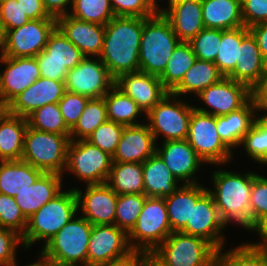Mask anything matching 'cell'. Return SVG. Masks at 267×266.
<instances>
[{
  "label": "cell",
  "mask_w": 267,
  "mask_h": 266,
  "mask_svg": "<svg viewBox=\"0 0 267 266\" xmlns=\"http://www.w3.org/2000/svg\"><path fill=\"white\" fill-rule=\"evenodd\" d=\"M145 18L115 16L105 25L103 49L99 56L116 79L123 73L139 71V50Z\"/></svg>",
  "instance_id": "cell-1"
},
{
  "label": "cell",
  "mask_w": 267,
  "mask_h": 266,
  "mask_svg": "<svg viewBox=\"0 0 267 266\" xmlns=\"http://www.w3.org/2000/svg\"><path fill=\"white\" fill-rule=\"evenodd\" d=\"M212 188L208 192L213 196L222 222L228 226L235 224L250 231V194L253 184V171L214 170L211 173Z\"/></svg>",
  "instance_id": "cell-2"
},
{
  "label": "cell",
  "mask_w": 267,
  "mask_h": 266,
  "mask_svg": "<svg viewBox=\"0 0 267 266\" xmlns=\"http://www.w3.org/2000/svg\"><path fill=\"white\" fill-rule=\"evenodd\" d=\"M78 214L76 192L72 188L62 190L48 201L36 213L27 219L25 233L22 236L24 249L42 242L43 247L60 229Z\"/></svg>",
  "instance_id": "cell-3"
},
{
  "label": "cell",
  "mask_w": 267,
  "mask_h": 266,
  "mask_svg": "<svg viewBox=\"0 0 267 266\" xmlns=\"http://www.w3.org/2000/svg\"><path fill=\"white\" fill-rule=\"evenodd\" d=\"M217 252L203 238L172 232L150 254V266H217Z\"/></svg>",
  "instance_id": "cell-4"
},
{
  "label": "cell",
  "mask_w": 267,
  "mask_h": 266,
  "mask_svg": "<svg viewBox=\"0 0 267 266\" xmlns=\"http://www.w3.org/2000/svg\"><path fill=\"white\" fill-rule=\"evenodd\" d=\"M180 40L163 14L145 18L139 50V71L160 76Z\"/></svg>",
  "instance_id": "cell-5"
},
{
  "label": "cell",
  "mask_w": 267,
  "mask_h": 266,
  "mask_svg": "<svg viewBox=\"0 0 267 266\" xmlns=\"http://www.w3.org/2000/svg\"><path fill=\"white\" fill-rule=\"evenodd\" d=\"M70 138L66 135L44 132L27 127L21 160L42 170L65 177L67 148Z\"/></svg>",
  "instance_id": "cell-6"
},
{
  "label": "cell",
  "mask_w": 267,
  "mask_h": 266,
  "mask_svg": "<svg viewBox=\"0 0 267 266\" xmlns=\"http://www.w3.org/2000/svg\"><path fill=\"white\" fill-rule=\"evenodd\" d=\"M180 96L168 92L144 117L156 142L187 138L194 105Z\"/></svg>",
  "instance_id": "cell-7"
},
{
  "label": "cell",
  "mask_w": 267,
  "mask_h": 266,
  "mask_svg": "<svg viewBox=\"0 0 267 266\" xmlns=\"http://www.w3.org/2000/svg\"><path fill=\"white\" fill-rule=\"evenodd\" d=\"M171 233L165 198L147 197L128 240L133 250L151 254Z\"/></svg>",
  "instance_id": "cell-8"
},
{
  "label": "cell",
  "mask_w": 267,
  "mask_h": 266,
  "mask_svg": "<svg viewBox=\"0 0 267 266\" xmlns=\"http://www.w3.org/2000/svg\"><path fill=\"white\" fill-rule=\"evenodd\" d=\"M92 226L78 213L41 248V252L51 262L87 264Z\"/></svg>",
  "instance_id": "cell-9"
},
{
  "label": "cell",
  "mask_w": 267,
  "mask_h": 266,
  "mask_svg": "<svg viewBox=\"0 0 267 266\" xmlns=\"http://www.w3.org/2000/svg\"><path fill=\"white\" fill-rule=\"evenodd\" d=\"M186 140L205 165L220 167L229 162L232 163L235 153L221 140L217 132L215 116L199 112L194 108Z\"/></svg>",
  "instance_id": "cell-10"
},
{
  "label": "cell",
  "mask_w": 267,
  "mask_h": 266,
  "mask_svg": "<svg viewBox=\"0 0 267 266\" xmlns=\"http://www.w3.org/2000/svg\"><path fill=\"white\" fill-rule=\"evenodd\" d=\"M112 156L87 140H70L65 172L86 185L106 183Z\"/></svg>",
  "instance_id": "cell-11"
},
{
  "label": "cell",
  "mask_w": 267,
  "mask_h": 266,
  "mask_svg": "<svg viewBox=\"0 0 267 266\" xmlns=\"http://www.w3.org/2000/svg\"><path fill=\"white\" fill-rule=\"evenodd\" d=\"M56 27V19H37L8 30L0 55L12 58L36 57L45 49L49 36Z\"/></svg>",
  "instance_id": "cell-12"
},
{
  "label": "cell",
  "mask_w": 267,
  "mask_h": 266,
  "mask_svg": "<svg viewBox=\"0 0 267 266\" xmlns=\"http://www.w3.org/2000/svg\"><path fill=\"white\" fill-rule=\"evenodd\" d=\"M204 107L194 108L202 113L223 116L244 107L252 98V89L242 82L223 77L196 96ZM206 106V108H205ZM208 107V108H207Z\"/></svg>",
  "instance_id": "cell-13"
},
{
  "label": "cell",
  "mask_w": 267,
  "mask_h": 266,
  "mask_svg": "<svg viewBox=\"0 0 267 266\" xmlns=\"http://www.w3.org/2000/svg\"><path fill=\"white\" fill-rule=\"evenodd\" d=\"M64 83L66 91L91 99L103 97L114 86L115 79L99 57H85L68 71Z\"/></svg>",
  "instance_id": "cell-14"
},
{
  "label": "cell",
  "mask_w": 267,
  "mask_h": 266,
  "mask_svg": "<svg viewBox=\"0 0 267 266\" xmlns=\"http://www.w3.org/2000/svg\"><path fill=\"white\" fill-rule=\"evenodd\" d=\"M134 251L128 233L115 224L93 225L88 244L87 264L102 266Z\"/></svg>",
  "instance_id": "cell-15"
},
{
  "label": "cell",
  "mask_w": 267,
  "mask_h": 266,
  "mask_svg": "<svg viewBox=\"0 0 267 266\" xmlns=\"http://www.w3.org/2000/svg\"><path fill=\"white\" fill-rule=\"evenodd\" d=\"M0 108L39 79V65L35 57L12 58L0 55ZM3 65V66H2Z\"/></svg>",
  "instance_id": "cell-16"
},
{
  "label": "cell",
  "mask_w": 267,
  "mask_h": 266,
  "mask_svg": "<svg viewBox=\"0 0 267 266\" xmlns=\"http://www.w3.org/2000/svg\"><path fill=\"white\" fill-rule=\"evenodd\" d=\"M225 228L213 196L207 191L196 203H192L191 221L180 232L203 238L220 250L227 246L223 235Z\"/></svg>",
  "instance_id": "cell-17"
},
{
  "label": "cell",
  "mask_w": 267,
  "mask_h": 266,
  "mask_svg": "<svg viewBox=\"0 0 267 266\" xmlns=\"http://www.w3.org/2000/svg\"><path fill=\"white\" fill-rule=\"evenodd\" d=\"M78 213L92 225L115 224L118 195L106 184L86 185L82 191L76 186Z\"/></svg>",
  "instance_id": "cell-18"
},
{
  "label": "cell",
  "mask_w": 267,
  "mask_h": 266,
  "mask_svg": "<svg viewBox=\"0 0 267 266\" xmlns=\"http://www.w3.org/2000/svg\"><path fill=\"white\" fill-rule=\"evenodd\" d=\"M156 153L182 184H197L196 175L205 163L196 154L186 139L159 142ZM202 164V165H201Z\"/></svg>",
  "instance_id": "cell-19"
},
{
  "label": "cell",
  "mask_w": 267,
  "mask_h": 266,
  "mask_svg": "<svg viewBox=\"0 0 267 266\" xmlns=\"http://www.w3.org/2000/svg\"><path fill=\"white\" fill-rule=\"evenodd\" d=\"M114 85L131 97L145 115L168 93L159 76L141 71L119 75Z\"/></svg>",
  "instance_id": "cell-20"
},
{
  "label": "cell",
  "mask_w": 267,
  "mask_h": 266,
  "mask_svg": "<svg viewBox=\"0 0 267 266\" xmlns=\"http://www.w3.org/2000/svg\"><path fill=\"white\" fill-rule=\"evenodd\" d=\"M65 83L40 77L15 97L5 109L14 115L27 117L34 110L50 103H58L65 93Z\"/></svg>",
  "instance_id": "cell-21"
},
{
  "label": "cell",
  "mask_w": 267,
  "mask_h": 266,
  "mask_svg": "<svg viewBox=\"0 0 267 266\" xmlns=\"http://www.w3.org/2000/svg\"><path fill=\"white\" fill-rule=\"evenodd\" d=\"M156 150L157 142L146 122L125 126L112 162L144 163Z\"/></svg>",
  "instance_id": "cell-22"
},
{
  "label": "cell",
  "mask_w": 267,
  "mask_h": 266,
  "mask_svg": "<svg viewBox=\"0 0 267 266\" xmlns=\"http://www.w3.org/2000/svg\"><path fill=\"white\" fill-rule=\"evenodd\" d=\"M57 27L85 57H99L103 49L105 26L76 19L70 15L60 16Z\"/></svg>",
  "instance_id": "cell-23"
},
{
  "label": "cell",
  "mask_w": 267,
  "mask_h": 266,
  "mask_svg": "<svg viewBox=\"0 0 267 266\" xmlns=\"http://www.w3.org/2000/svg\"><path fill=\"white\" fill-rule=\"evenodd\" d=\"M266 71L267 62L260 53L255 37L249 31L238 46V61L228 78L242 82L253 89Z\"/></svg>",
  "instance_id": "cell-24"
},
{
  "label": "cell",
  "mask_w": 267,
  "mask_h": 266,
  "mask_svg": "<svg viewBox=\"0 0 267 266\" xmlns=\"http://www.w3.org/2000/svg\"><path fill=\"white\" fill-rule=\"evenodd\" d=\"M258 116L257 107L253 98L237 111L223 116H216L217 132L223 143L232 152L235 153L233 150L239 148L243 136L253 126Z\"/></svg>",
  "instance_id": "cell-25"
},
{
  "label": "cell",
  "mask_w": 267,
  "mask_h": 266,
  "mask_svg": "<svg viewBox=\"0 0 267 266\" xmlns=\"http://www.w3.org/2000/svg\"><path fill=\"white\" fill-rule=\"evenodd\" d=\"M63 179L58 173H43L30 188L14 197L23 215L28 219L58 195L64 189Z\"/></svg>",
  "instance_id": "cell-26"
},
{
  "label": "cell",
  "mask_w": 267,
  "mask_h": 266,
  "mask_svg": "<svg viewBox=\"0 0 267 266\" xmlns=\"http://www.w3.org/2000/svg\"><path fill=\"white\" fill-rule=\"evenodd\" d=\"M207 191L208 187L201 183L182 184L172 195L165 197L172 232H180L191 221L192 203Z\"/></svg>",
  "instance_id": "cell-27"
},
{
  "label": "cell",
  "mask_w": 267,
  "mask_h": 266,
  "mask_svg": "<svg viewBox=\"0 0 267 266\" xmlns=\"http://www.w3.org/2000/svg\"><path fill=\"white\" fill-rule=\"evenodd\" d=\"M27 127L25 117L0 108V161L21 160Z\"/></svg>",
  "instance_id": "cell-28"
},
{
  "label": "cell",
  "mask_w": 267,
  "mask_h": 266,
  "mask_svg": "<svg viewBox=\"0 0 267 266\" xmlns=\"http://www.w3.org/2000/svg\"><path fill=\"white\" fill-rule=\"evenodd\" d=\"M164 16L180 41L189 42L203 28L201 0H187L171 7Z\"/></svg>",
  "instance_id": "cell-29"
},
{
  "label": "cell",
  "mask_w": 267,
  "mask_h": 266,
  "mask_svg": "<svg viewBox=\"0 0 267 266\" xmlns=\"http://www.w3.org/2000/svg\"><path fill=\"white\" fill-rule=\"evenodd\" d=\"M44 172L23 160L0 161V193L16 197Z\"/></svg>",
  "instance_id": "cell-30"
},
{
  "label": "cell",
  "mask_w": 267,
  "mask_h": 266,
  "mask_svg": "<svg viewBox=\"0 0 267 266\" xmlns=\"http://www.w3.org/2000/svg\"><path fill=\"white\" fill-rule=\"evenodd\" d=\"M205 28L234 29L244 26L241 0H201Z\"/></svg>",
  "instance_id": "cell-31"
},
{
  "label": "cell",
  "mask_w": 267,
  "mask_h": 266,
  "mask_svg": "<svg viewBox=\"0 0 267 266\" xmlns=\"http://www.w3.org/2000/svg\"><path fill=\"white\" fill-rule=\"evenodd\" d=\"M142 166L144 195L147 197L165 198L172 195L182 185L179 184L157 153L142 163Z\"/></svg>",
  "instance_id": "cell-32"
},
{
  "label": "cell",
  "mask_w": 267,
  "mask_h": 266,
  "mask_svg": "<svg viewBox=\"0 0 267 266\" xmlns=\"http://www.w3.org/2000/svg\"><path fill=\"white\" fill-rule=\"evenodd\" d=\"M223 77L214 62L196 59L185 73L180 84L171 93L185 99L192 94L193 97H196L204 89L219 82Z\"/></svg>",
  "instance_id": "cell-33"
},
{
  "label": "cell",
  "mask_w": 267,
  "mask_h": 266,
  "mask_svg": "<svg viewBox=\"0 0 267 266\" xmlns=\"http://www.w3.org/2000/svg\"><path fill=\"white\" fill-rule=\"evenodd\" d=\"M106 104L107 119L124 126H132L144 123L146 116L137 103L129 96L124 94L115 85L103 96ZM142 114V115H141ZM138 119V120H137ZM141 122V123H140Z\"/></svg>",
  "instance_id": "cell-34"
},
{
  "label": "cell",
  "mask_w": 267,
  "mask_h": 266,
  "mask_svg": "<svg viewBox=\"0 0 267 266\" xmlns=\"http://www.w3.org/2000/svg\"><path fill=\"white\" fill-rule=\"evenodd\" d=\"M106 184L117 194H144L142 163L112 162Z\"/></svg>",
  "instance_id": "cell-35"
},
{
  "label": "cell",
  "mask_w": 267,
  "mask_h": 266,
  "mask_svg": "<svg viewBox=\"0 0 267 266\" xmlns=\"http://www.w3.org/2000/svg\"><path fill=\"white\" fill-rule=\"evenodd\" d=\"M35 58L36 60H56L70 70L76 67L85 56L66 38L61 30L56 27L49 36L45 49Z\"/></svg>",
  "instance_id": "cell-36"
},
{
  "label": "cell",
  "mask_w": 267,
  "mask_h": 266,
  "mask_svg": "<svg viewBox=\"0 0 267 266\" xmlns=\"http://www.w3.org/2000/svg\"><path fill=\"white\" fill-rule=\"evenodd\" d=\"M189 42L180 41L171 54L167 66L159 76L164 88L172 92L196 60Z\"/></svg>",
  "instance_id": "cell-37"
},
{
  "label": "cell",
  "mask_w": 267,
  "mask_h": 266,
  "mask_svg": "<svg viewBox=\"0 0 267 266\" xmlns=\"http://www.w3.org/2000/svg\"><path fill=\"white\" fill-rule=\"evenodd\" d=\"M249 32L245 26L221 30V42L214 63L224 77H228L238 61V46L242 38Z\"/></svg>",
  "instance_id": "cell-38"
},
{
  "label": "cell",
  "mask_w": 267,
  "mask_h": 266,
  "mask_svg": "<svg viewBox=\"0 0 267 266\" xmlns=\"http://www.w3.org/2000/svg\"><path fill=\"white\" fill-rule=\"evenodd\" d=\"M107 120L104 97L89 99L78 122L70 130V140H86L98 126Z\"/></svg>",
  "instance_id": "cell-39"
},
{
  "label": "cell",
  "mask_w": 267,
  "mask_h": 266,
  "mask_svg": "<svg viewBox=\"0 0 267 266\" xmlns=\"http://www.w3.org/2000/svg\"><path fill=\"white\" fill-rule=\"evenodd\" d=\"M217 266H267V255L262 248L241 242L232 249L218 250Z\"/></svg>",
  "instance_id": "cell-40"
},
{
  "label": "cell",
  "mask_w": 267,
  "mask_h": 266,
  "mask_svg": "<svg viewBox=\"0 0 267 266\" xmlns=\"http://www.w3.org/2000/svg\"><path fill=\"white\" fill-rule=\"evenodd\" d=\"M29 127L39 131L66 135L70 138V129L63 120L58 103H50L34 110L26 117Z\"/></svg>",
  "instance_id": "cell-41"
},
{
  "label": "cell",
  "mask_w": 267,
  "mask_h": 266,
  "mask_svg": "<svg viewBox=\"0 0 267 266\" xmlns=\"http://www.w3.org/2000/svg\"><path fill=\"white\" fill-rule=\"evenodd\" d=\"M243 147L245 155L258 164L267 165V117L258 116L243 136L239 149Z\"/></svg>",
  "instance_id": "cell-42"
},
{
  "label": "cell",
  "mask_w": 267,
  "mask_h": 266,
  "mask_svg": "<svg viewBox=\"0 0 267 266\" xmlns=\"http://www.w3.org/2000/svg\"><path fill=\"white\" fill-rule=\"evenodd\" d=\"M68 15L104 26L115 17L110 0H72Z\"/></svg>",
  "instance_id": "cell-43"
},
{
  "label": "cell",
  "mask_w": 267,
  "mask_h": 266,
  "mask_svg": "<svg viewBox=\"0 0 267 266\" xmlns=\"http://www.w3.org/2000/svg\"><path fill=\"white\" fill-rule=\"evenodd\" d=\"M146 198L144 194L118 195L115 225L129 233L137 222Z\"/></svg>",
  "instance_id": "cell-44"
},
{
  "label": "cell",
  "mask_w": 267,
  "mask_h": 266,
  "mask_svg": "<svg viewBox=\"0 0 267 266\" xmlns=\"http://www.w3.org/2000/svg\"><path fill=\"white\" fill-rule=\"evenodd\" d=\"M220 42V29L203 28L189 44L197 59L214 62Z\"/></svg>",
  "instance_id": "cell-45"
},
{
  "label": "cell",
  "mask_w": 267,
  "mask_h": 266,
  "mask_svg": "<svg viewBox=\"0 0 267 266\" xmlns=\"http://www.w3.org/2000/svg\"><path fill=\"white\" fill-rule=\"evenodd\" d=\"M124 127L122 124L107 120L98 126L86 140L113 157Z\"/></svg>",
  "instance_id": "cell-46"
},
{
  "label": "cell",
  "mask_w": 267,
  "mask_h": 266,
  "mask_svg": "<svg viewBox=\"0 0 267 266\" xmlns=\"http://www.w3.org/2000/svg\"><path fill=\"white\" fill-rule=\"evenodd\" d=\"M26 226L27 218L16 204L14 197L0 193V227L23 236Z\"/></svg>",
  "instance_id": "cell-47"
},
{
  "label": "cell",
  "mask_w": 267,
  "mask_h": 266,
  "mask_svg": "<svg viewBox=\"0 0 267 266\" xmlns=\"http://www.w3.org/2000/svg\"><path fill=\"white\" fill-rule=\"evenodd\" d=\"M267 215V177L253 171V184L250 194V230Z\"/></svg>",
  "instance_id": "cell-48"
},
{
  "label": "cell",
  "mask_w": 267,
  "mask_h": 266,
  "mask_svg": "<svg viewBox=\"0 0 267 266\" xmlns=\"http://www.w3.org/2000/svg\"><path fill=\"white\" fill-rule=\"evenodd\" d=\"M89 99L87 96L65 91L58 102L63 120L70 130L78 122Z\"/></svg>",
  "instance_id": "cell-49"
},
{
  "label": "cell",
  "mask_w": 267,
  "mask_h": 266,
  "mask_svg": "<svg viewBox=\"0 0 267 266\" xmlns=\"http://www.w3.org/2000/svg\"><path fill=\"white\" fill-rule=\"evenodd\" d=\"M0 19L5 33L21 27L31 20L23 13L20 1L17 0H0Z\"/></svg>",
  "instance_id": "cell-50"
},
{
  "label": "cell",
  "mask_w": 267,
  "mask_h": 266,
  "mask_svg": "<svg viewBox=\"0 0 267 266\" xmlns=\"http://www.w3.org/2000/svg\"><path fill=\"white\" fill-rule=\"evenodd\" d=\"M24 249L22 236L17 232L0 227V266H11L16 260L18 246ZM18 247V248H17Z\"/></svg>",
  "instance_id": "cell-51"
},
{
  "label": "cell",
  "mask_w": 267,
  "mask_h": 266,
  "mask_svg": "<svg viewBox=\"0 0 267 266\" xmlns=\"http://www.w3.org/2000/svg\"><path fill=\"white\" fill-rule=\"evenodd\" d=\"M241 13L246 28L267 22V0H241Z\"/></svg>",
  "instance_id": "cell-52"
},
{
  "label": "cell",
  "mask_w": 267,
  "mask_h": 266,
  "mask_svg": "<svg viewBox=\"0 0 267 266\" xmlns=\"http://www.w3.org/2000/svg\"><path fill=\"white\" fill-rule=\"evenodd\" d=\"M115 16L148 18L154 14L145 0H110Z\"/></svg>",
  "instance_id": "cell-53"
},
{
  "label": "cell",
  "mask_w": 267,
  "mask_h": 266,
  "mask_svg": "<svg viewBox=\"0 0 267 266\" xmlns=\"http://www.w3.org/2000/svg\"><path fill=\"white\" fill-rule=\"evenodd\" d=\"M40 76L55 81H65L68 68L56 60H37Z\"/></svg>",
  "instance_id": "cell-54"
},
{
  "label": "cell",
  "mask_w": 267,
  "mask_h": 266,
  "mask_svg": "<svg viewBox=\"0 0 267 266\" xmlns=\"http://www.w3.org/2000/svg\"><path fill=\"white\" fill-rule=\"evenodd\" d=\"M102 266H150V254L134 250L129 255Z\"/></svg>",
  "instance_id": "cell-55"
},
{
  "label": "cell",
  "mask_w": 267,
  "mask_h": 266,
  "mask_svg": "<svg viewBox=\"0 0 267 266\" xmlns=\"http://www.w3.org/2000/svg\"><path fill=\"white\" fill-rule=\"evenodd\" d=\"M20 1V6L23 13L26 14L31 20L37 19H56L51 17L44 5L42 0H17Z\"/></svg>",
  "instance_id": "cell-56"
},
{
  "label": "cell",
  "mask_w": 267,
  "mask_h": 266,
  "mask_svg": "<svg viewBox=\"0 0 267 266\" xmlns=\"http://www.w3.org/2000/svg\"><path fill=\"white\" fill-rule=\"evenodd\" d=\"M252 96L257 107L258 115L267 117V71L260 82L252 89Z\"/></svg>",
  "instance_id": "cell-57"
},
{
  "label": "cell",
  "mask_w": 267,
  "mask_h": 266,
  "mask_svg": "<svg viewBox=\"0 0 267 266\" xmlns=\"http://www.w3.org/2000/svg\"><path fill=\"white\" fill-rule=\"evenodd\" d=\"M42 3L48 14L56 19L68 15L72 6V0H42Z\"/></svg>",
  "instance_id": "cell-58"
},
{
  "label": "cell",
  "mask_w": 267,
  "mask_h": 266,
  "mask_svg": "<svg viewBox=\"0 0 267 266\" xmlns=\"http://www.w3.org/2000/svg\"><path fill=\"white\" fill-rule=\"evenodd\" d=\"M249 31L255 37L260 53L267 62V22L253 25Z\"/></svg>",
  "instance_id": "cell-59"
},
{
  "label": "cell",
  "mask_w": 267,
  "mask_h": 266,
  "mask_svg": "<svg viewBox=\"0 0 267 266\" xmlns=\"http://www.w3.org/2000/svg\"><path fill=\"white\" fill-rule=\"evenodd\" d=\"M249 232L252 234L253 232H256V235L260 236L259 240L261 239L262 241H256V243L250 241L247 242L252 246L263 248L267 244V215L261 218Z\"/></svg>",
  "instance_id": "cell-60"
},
{
  "label": "cell",
  "mask_w": 267,
  "mask_h": 266,
  "mask_svg": "<svg viewBox=\"0 0 267 266\" xmlns=\"http://www.w3.org/2000/svg\"><path fill=\"white\" fill-rule=\"evenodd\" d=\"M38 254V260L24 266H51V261L41 251ZM11 266H19L17 259L12 263Z\"/></svg>",
  "instance_id": "cell-61"
},
{
  "label": "cell",
  "mask_w": 267,
  "mask_h": 266,
  "mask_svg": "<svg viewBox=\"0 0 267 266\" xmlns=\"http://www.w3.org/2000/svg\"><path fill=\"white\" fill-rule=\"evenodd\" d=\"M146 5L148 9L153 13V14H163L164 15V8H161L160 4L158 3V0H145ZM168 2V0H165Z\"/></svg>",
  "instance_id": "cell-62"
},
{
  "label": "cell",
  "mask_w": 267,
  "mask_h": 266,
  "mask_svg": "<svg viewBox=\"0 0 267 266\" xmlns=\"http://www.w3.org/2000/svg\"><path fill=\"white\" fill-rule=\"evenodd\" d=\"M187 0H168V3H166L168 6L165 8V7H163L164 8V14L171 8V7H173V6H175V5H178V4H180V3H184V2H186Z\"/></svg>",
  "instance_id": "cell-63"
},
{
  "label": "cell",
  "mask_w": 267,
  "mask_h": 266,
  "mask_svg": "<svg viewBox=\"0 0 267 266\" xmlns=\"http://www.w3.org/2000/svg\"><path fill=\"white\" fill-rule=\"evenodd\" d=\"M5 34L6 33H5L4 28H3L1 19H0V52L2 51L4 43H5Z\"/></svg>",
  "instance_id": "cell-64"
},
{
  "label": "cell",
  "mask_w": 267,
  "mask_h": 266,
  "mask_svg": "<svg viewBox=\"0 0 267 266\" xmlns=\"http://www.w3.org/2000/svg\"><path fill=\"white\" fill-rule=\"evenodd\" d=\"M51 266H89L88 264L51 262Z\"/></svg>",
  "instance_id": "cell-65"
},
{
  "label": "cell",
  "mask_w": 267,
  "mask_h": 266,
  "mask_svg": "<svg viewBox=\"0 0 267 266\" xmlns=\"http://www.w3.org/2000/svg\"><path fill=\"white\" fill-rule=\"evenodd\" d=\"M263 249V251L266 253V255H267V244L262 248Z\"/></svg>",
  "instance_id": "cell-66"
}]
</instances>
